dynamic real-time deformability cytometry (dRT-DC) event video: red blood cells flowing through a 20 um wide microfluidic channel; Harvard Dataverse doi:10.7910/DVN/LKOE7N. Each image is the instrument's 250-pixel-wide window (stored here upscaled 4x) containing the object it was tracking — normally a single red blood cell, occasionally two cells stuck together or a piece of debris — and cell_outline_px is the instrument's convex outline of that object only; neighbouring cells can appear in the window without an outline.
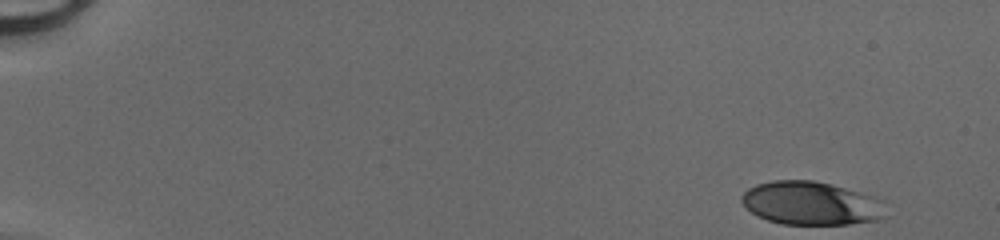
{"species": "human", "species_latin": "Homo sapiens", "temperature_condition": "cold", "stored_images_in_passage": 46, "camera_frame_rate_fps": 3000, "um_per_image_px": 0.085, "donor": {"sex": "male"}, "frame": {"image": 1, "passage_image": 1, "time_ms": 0.0, "image_size_px": [1000, 240], "cell_outline_px": [[888, 216], [884, 220], [848, 224], [780, 224], [756, 216], [740, 200], [740, 196], [748, 188], [756, 184], [772, 180], [812, 180], [832, 184], [888, 200]], "centroid_in_image_um": [69.06, 17.28], "position_along_channel_um": 15.9, "area_um2": 37.4}}
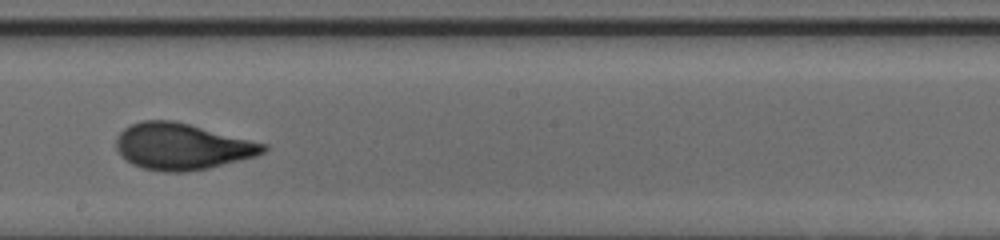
{"frame": {"image": 2, "passage_image": 27, "time_ms": 8.667, "image_size_px": [1000, 240], "cell_outline_px": [[268, 148], [264, 152], [256, 156], [208, 168], [188, 172], [164, 172], [144, 168], [132, 164], [120, 156], [116, 148], [116, 136], [128, 124], [144, 120], [172, 120], [268, 144]], "centroid_in_image_um": [15.44, 12.45], "position_along_channel_um": 232.8, "area_um2": 39.82}}
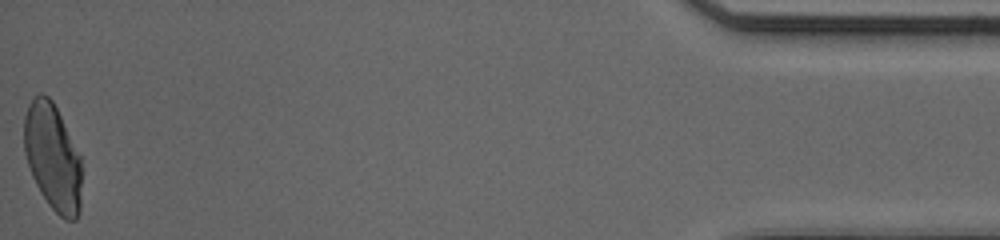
{"frame": {"image": 3, "passage_image": 46, "time_ms": 15.0, "image_size_px": [1000, 240], "cell_outline_px": [[80, 212], [76, 220], [64, 220], [48, 204], [40, 192], [32, 176], [24, 152], [24, 116], [28, 104], [40, 92], [48, 96], [52, 100], [80, 156]], "centroid_in_image_um": [4.46, 13.37], "position_along_channel_um": 430.7, "area_um2": 35.55}}